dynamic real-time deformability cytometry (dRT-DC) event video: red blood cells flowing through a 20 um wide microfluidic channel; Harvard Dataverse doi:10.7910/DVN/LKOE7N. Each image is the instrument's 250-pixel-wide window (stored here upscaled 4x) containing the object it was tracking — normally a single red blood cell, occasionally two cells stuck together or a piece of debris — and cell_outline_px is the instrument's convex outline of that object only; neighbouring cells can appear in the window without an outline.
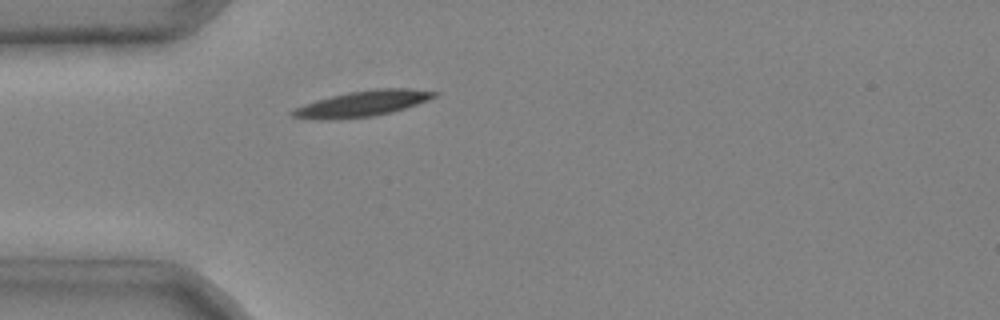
{"species": "common noctule bat (a hibernating species)", "species_latin": "Nyctalus noctula", "temperature_condition": "cold", "stored_images_in_passage": 1, "camera_frame_rate_fps": 3000, "um_per_image_px": 0.085, "animal": {"sex": "male", "body_mass_g": 20.4}, "frame": {"image": 1, "passage_image": 1, "time_ms": 0.0, "image_size_px": [1000, 320], "cell_outline_px": [[440, 92], [436, 96], [428, 100], [392, 112], [372, 116], [332, 120], [316, 120], [288, 116], [288, 112], [304, 104], [316, 100], [348, 92], [376, 88], [408, 88]], "centroid_in_image_um": [30.76, 8.81], "position_along_channel_um": 54.2, "area_um2": 21.39}}